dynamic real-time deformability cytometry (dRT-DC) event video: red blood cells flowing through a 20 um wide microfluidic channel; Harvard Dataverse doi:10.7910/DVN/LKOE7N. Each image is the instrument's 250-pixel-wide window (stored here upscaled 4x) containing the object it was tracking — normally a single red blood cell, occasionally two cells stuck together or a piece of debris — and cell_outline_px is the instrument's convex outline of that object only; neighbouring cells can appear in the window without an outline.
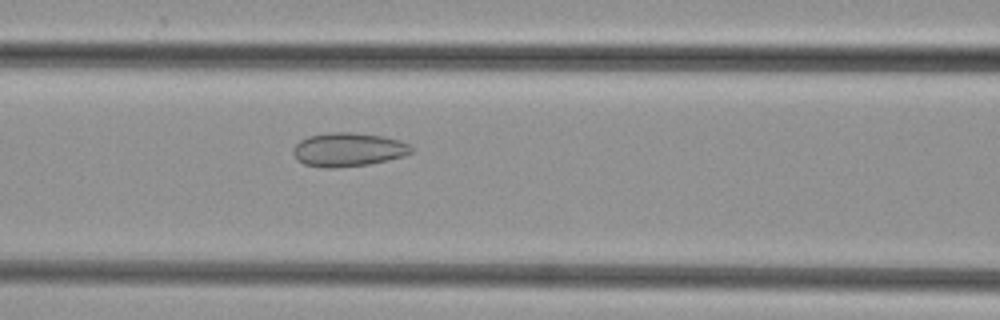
{"species": "common noctule bat (a hibernating species)", "species_latin": "Nyctalus noctula", "temperature_condition": "cold", "stored_images_in_passage": 30, "camera_frame_rate_fps": 3000, "um_per_image_px": 0.085, "animal": {"sex": "female", "body_mass_g": 29.2, "forearm_length_mm": 56.3}, "frame": {"image": 1, "passage_image": 12, "time_ms": 3.667, "image_size_px": [1000, 320], "cell_outline_px": [[412, 152], [404, 156], [388, 160], [368, 164], [336, 168], [324, 168], [304, 164], [296, 160], [292, 152], [292, 148], [300, 140], [308, 136], [332, 132], [352, 132], [380, 136], [400, 140], [408, 144], [412, 148]], "centroid_in_image_um": [29.56, 12.72], "position_along_channel_um": 137.0, "area_um2": 23.29}}
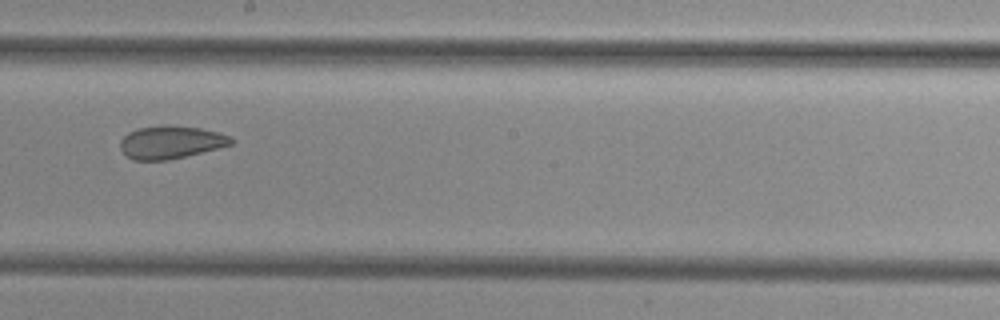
{"frame": {"image": 2, "passage_image": 19, "time_ms": 6.0, "image_size_px": [1000, 320], "cell_outline_px": [[232, 144], [168, 160], [132, 160], [120, 148], [120, 140], [128, 132], [140, 128], [164, 124], [168, 124], [200, 128], [232, 136]], "centroid_in_image_um": [14.48, 12.07], "position_along_channel_um": 233.7, "area_um2": 21.04}}
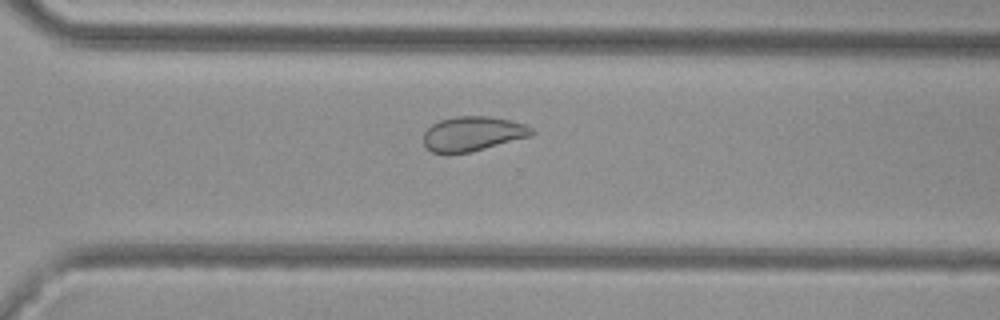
{"frame": {"image": 3, "passage_image": 26, "time_ms": 8.333, "image_size_px": [1000, 320], "cell_outline_px": [[536, 132], [532, 136], [472, 152], [432, 152], [424, 144], [424, 132], [432, 124], [440, 120], [456, 116], [492, 116], [524, 124], [532, 128]], "centroid_in_image_um": [40.22, 11.36], "position_along_channel_um": 330.4, "area_um2": 21.73}}